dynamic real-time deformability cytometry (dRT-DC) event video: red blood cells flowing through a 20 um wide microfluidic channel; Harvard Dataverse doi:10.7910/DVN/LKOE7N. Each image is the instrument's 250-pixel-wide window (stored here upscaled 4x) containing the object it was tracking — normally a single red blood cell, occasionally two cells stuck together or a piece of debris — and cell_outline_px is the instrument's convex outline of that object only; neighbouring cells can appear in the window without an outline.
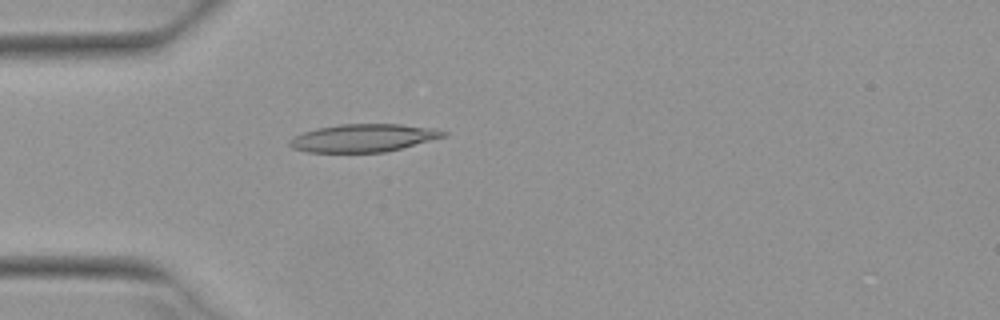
{"species": "Egyptian fruit bat (a non-hibernating species)", "species_latin": "Rousettus aegyptiacus", "temperature_condition": "warm", "stored_images_in_passage": 11, "camera_frame_rate_fps": 3000, "um_per_image_px": 0.085, "animal": {"sex": "female"}, "frame": {"image": 1, "passage_image": 7, "time_ms": 2.0, "image_size_px": [1000, 320], "cell_outline_px": [[448, 136], [384, 152], [308, 152], [292, 148], [288, 144], [288, 140], [292, 136], [316, 128], [340, 124], [400, 124], [436, 128], [448, 132]], "centroid_in_image_um": [30.88, 11.72], "position_along_channel_um": 54.1, "area_um2": 25.09}}
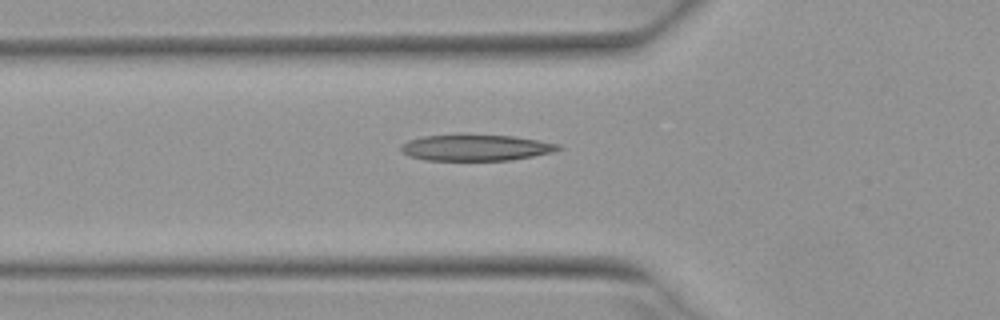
{"frame": {"image": 2, "passage_image": 10, "time_ms": 3.0, "image_size_px": [1000, 320], "cell_outline_px": [[564, 148], [552, 152], [512, 160], [424, 160], [400, 152], [400, 144], [408, 140], [424, 136], [460, 132], [512, 136], [560, 144]], "centroid_in_image_um": [40.39, 12.51], "position_along_channel_um": 85.4, "area_um2": 24.74}}